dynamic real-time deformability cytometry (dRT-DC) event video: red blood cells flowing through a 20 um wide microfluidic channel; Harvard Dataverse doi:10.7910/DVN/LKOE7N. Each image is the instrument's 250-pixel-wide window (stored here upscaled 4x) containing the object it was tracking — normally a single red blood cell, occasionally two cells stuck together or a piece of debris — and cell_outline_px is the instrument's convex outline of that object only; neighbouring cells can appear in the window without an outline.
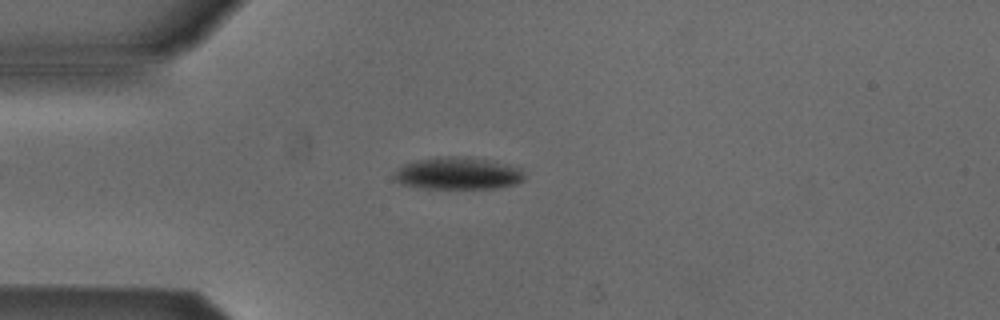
{"species": "Egyptian fruit bat (a non-hibernating species)", "species_latin": "Rousettus aegyptiacus", "temperature_condition": "cold", "stored_images_in_passage": 4, "camera_frame_rate_fps": 3000, "um_per_image_px": 0.085, "animal": {"sex": "male"}, "frame": {"image": 1, "passage_image": 3, "time_ms": 0.667, "image_size_px": [1000, 320], "cell_outline_px": [[524, 180], [512, 184], [496, 188], [424, 188], [400, 184], [392, 180], [392, 176], [404, 164], [416, 160], [448, 156], [460, 156], [492, 160], [508, 164], [520, 168], [524, 172]], "centroid_in_image_um": [38.91, 14.73], "position_along_channel_um": 46.1, "area_um2": 24.45}}